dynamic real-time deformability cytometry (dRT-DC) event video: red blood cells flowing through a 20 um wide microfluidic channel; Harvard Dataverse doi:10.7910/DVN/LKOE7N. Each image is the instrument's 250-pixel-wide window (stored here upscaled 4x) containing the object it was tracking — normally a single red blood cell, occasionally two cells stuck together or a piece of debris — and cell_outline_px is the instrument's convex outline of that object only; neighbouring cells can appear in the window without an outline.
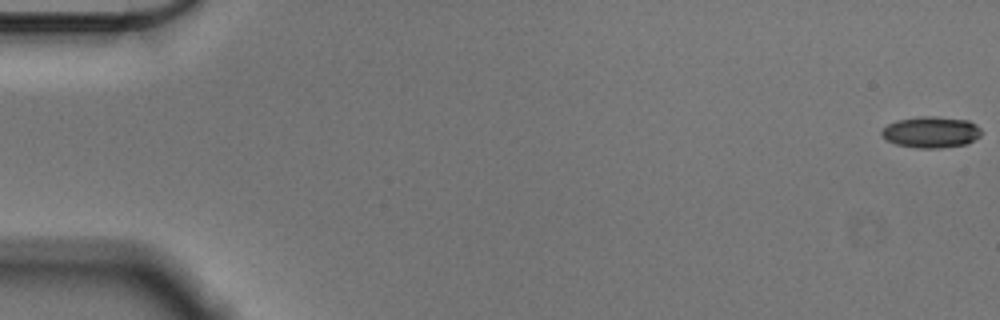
{"species": "Egyptian fruit bat (a non-hibernating species)", "species_latin": "Rousettus aegyptiacus", "temperature_condition": "cold", "stored_images_in_passage": 57, "camera_frame_rate_fps": 3000, "um_per_image_px": 0.085, "animal": {"sex": "male"}, "frame": {"image": 1, "passage_image": 1, "time_ms": 0.0, "image_size_px": [1000, 320], "cell_outline_px": [[980, 136], [968, 144], [940, 148], [916, 148], [896, 144], [888, 140], [880, 132], [888, 124], [896, 120], [920, 116], [936, 116], [968, 120], [976, 124], [980, 128]], "centroid_in_image_um": [79.16, 11.23], "position_along_channel_um": 5.8, "area_um2": 18.21}}
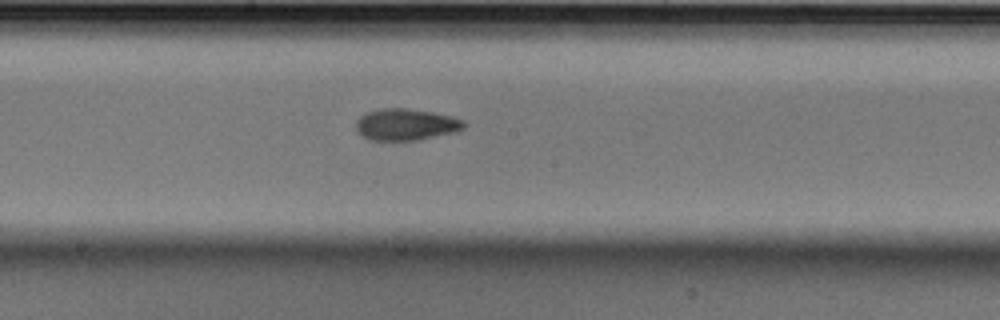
{"frame": {"image": 2, "passage_image": 31, "time_ms": 10.0, "image_size_px": [1000, 320], "cell_outline_px": [[468, 124], [464, 128], [452, 132], [416, 140], [368, 140], [356, 132], [356, 120], [360, 116], [368, 112], [380, 108], [408, 108], [432, 112], [452, 116], [464, 120]], "centroid_in_image_um": [34.48, 10.57], "position_along_channel_um": 213.7, "area_um2": 19.94}}
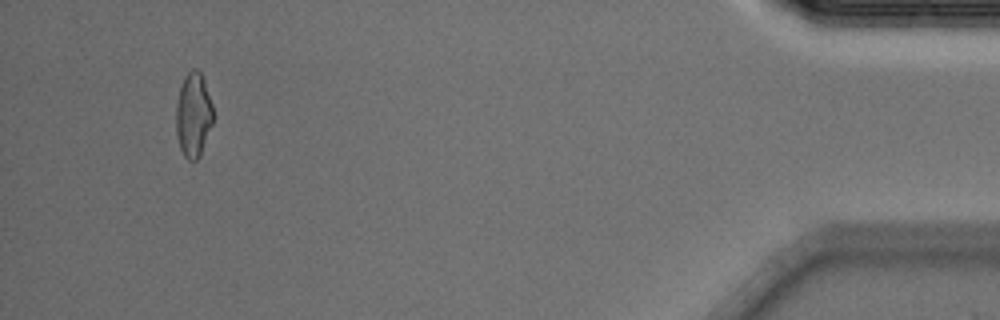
{"frame": {"image": 3, "passage_image": 54, "time_ms": 17.667, "image_size_px": [1000, 320], "cell_outline_px": [[216, 116], [200, 156], [196, 160], [188, 160], [184, 156], [180, 148], [176, 132], [176, 104], [180, 88], [184, 76], [192, 68], [196, 68], [200, 72], [204, 80]], "centroid_in_image_um": [16.46, 9.77], "position_along_channel_um": 418.7, "area_um2": 18.55}, "authors_computed_cell_mechanics": {"area_um2": 18.8428, "velocity_mm_per_s": 3.5885, "shape_relaxation_time_tau1_ms": 5.7246, "shape_relaxation_time_tau2_ms": 3.0484, "deformation_change_tau1": 0.1227, "deformation_change_tau2": 0.0808}}